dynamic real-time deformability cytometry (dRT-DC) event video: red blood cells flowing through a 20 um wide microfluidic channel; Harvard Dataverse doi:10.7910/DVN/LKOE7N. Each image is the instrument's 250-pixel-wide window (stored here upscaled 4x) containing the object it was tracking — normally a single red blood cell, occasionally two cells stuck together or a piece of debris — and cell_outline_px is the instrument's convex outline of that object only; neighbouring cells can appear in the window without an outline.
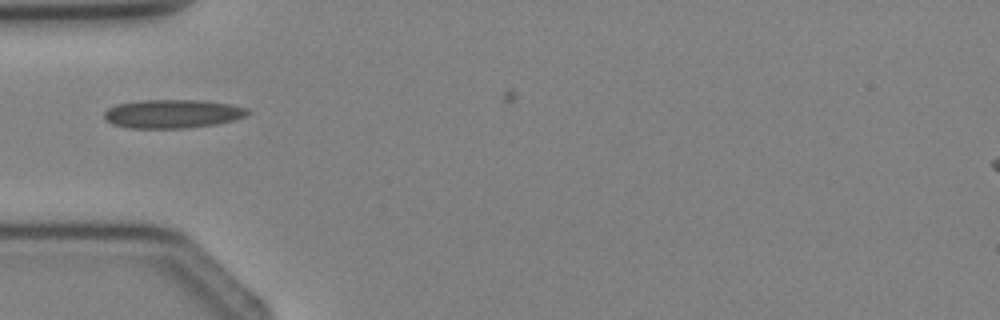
{"species": "Egyptian fruit bat (a non-hibernating species)", "species_latin": "Rousettus aegyptiacus", "temperature_condition": "cold", "stored_images_in_passage": 1, "camera_frame_rate_fps": 3000, "um_per_image_px": 0.085, "animal": {"sex": "female"}, "frame": {"image": 1, "passage_image": 1, "time_ms": 0.0, "image_size_px": [1000, 320], "cell_outline_px": [[252, 112], [248, 116], [236, 120], [216, 124], [188, 128], [128, 128], [112, 124], [104, 120], [104, 112], [108, 108], [116, 104], [140, 100], [200, 100], [228, 104], [248, 108]], "centroid_in_image_um": [14.68, 9.68], "position_along_channel_um": 70.3, "area_um2": 24.28}}